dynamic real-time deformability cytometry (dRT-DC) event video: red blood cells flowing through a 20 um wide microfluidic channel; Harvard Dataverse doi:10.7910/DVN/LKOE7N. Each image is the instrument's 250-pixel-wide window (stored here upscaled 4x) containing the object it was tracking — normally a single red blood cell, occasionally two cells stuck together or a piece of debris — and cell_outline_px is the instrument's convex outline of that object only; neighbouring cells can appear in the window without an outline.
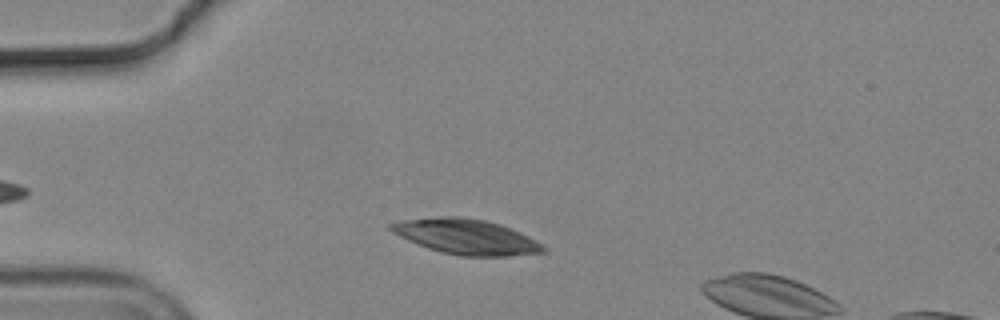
{"species": "common noctule bat (a hibernating species)", "species_latin": "Nyctalus noctula", "temperature_condition": "cold", "stored_images_in_passage": 9, "camera_frame_rate_fps": 3000, "um_per_image_px": 0.085, "animal": {"sex": "male", "body_mass_g": 19.2, "forearm_length_mm": 51.8}, "frame": {"image": 1, "passage_image": 6, "time_ms": 1.667, "image_size_px": [1000, 320], "cell_outline_px": [[548, 252], [508, 256], [460, 256], [428, 248], [408, 240], [392, 232], [388, 228], [388, 224], [404, 220], [440, 216], [460, 216], [484, 220], [500, 224], [520, 232], [536, 240], [548, 248]], "centroid_in_image_um": [39.66, 20.12], "position_along_channel_um": 45.3, "area_um2": 31.21}}